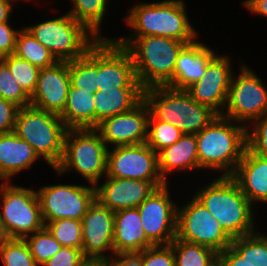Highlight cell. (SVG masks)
<instances>
[{"instance_id": "e575fe53", "label": "cell", "mask_w": 267, "mask_h": 266, "mask_svg": "<svg viewBox=\"0 0 267 266\" xmlns=\"http://www.w3.org/2000/svg\"><path fill=\"white\" fill-rule=\"evenodd\" d=\"M24 239L37 266L45 264L62 247L46 227L27 235Z\"/></svg>"}, {"instance_id": "9c48e42d", "label": "cell", "mask_w": 267, "mask_h": 266, "mask_svg": "<svg viewBox=\"0 0 267 266\" xmlns=\"http://www.w3.org/2000/svg\"><path fill=\"white\" fill-rule=\"evenodd\" d=\"M11 184L0 182V216L12 238H25L45 227L39 198L36 190Z\"/></svg>"}, {"instance_id": "484cf974", "label": "cell", "mask_w": 267, "mask_h": 266, "mask_svg": "<svg viewBox=\"0 0 267 266\" xmlns=\"http://www.w3.org/2000/svg\"><path fill=\"white\" fill-rule=\"evenodd\" d=\"M142 87L101 88L94 93L95 128L104 119L127 112L143 99Z\"/></svg>"}, {"instance_id": "30bf717a", "label": "cell", "mask_w": 267, "mask_h": 266, "mask_svg": "<svg viewBox=\"0 0 267 266\" xmlns=\"http://www.w3.org/2000/svg\"><path fill=\"white\" fill-rule=\"evenodd\" d=\"M240 68L238 76L233 74L222 116L247 127L267 112V87L247 65Z\"/></svg>"}, {"instance_id": "681fc988", "label": "cell", "mask_w": 267, "mask_h": 266, "mask_svg": "<svg viewBox=\"0 0 267 266\" xmlns=\"http://www.w3.org/2000/svg\"><path fill=\"white\" fill-rule=\"evenodd\" d=\"M80 266H102V259H87Z\"/></svg>"}, {"instance_id": "7a4b0ae2", "label": "cell", "mask_w": 267, "mask_h": 266, "mask_svg": "<svg viewBox=\"0 0 267 266\" xmlns=\"http://www.w3.org/2000/svg\"><path fill=\"white\" fill-rule=\"evenodd\" d=\"M199 169L231 176L247 147V127L222 115L196 134Z\"/></svg>"}, {"instance_id": "d6a6232c", "label": "cell", "mask_w": 267, "mask_h": 266, "mask_svg": "<svg viewBox=\"0 0 267 266\" xmlns=\"http://www.w3.org/2000/svg\"><path fill=\"white\" fill-rule=\"evenodd\" d=\"M1 59L8 65L17 84L31 98L35 92L41 69L15 54H10Z\"/></svg>"}, {"instance_id": "277c9868", "label": "cell", "mask_w": 267, "mask_h": 266, "mask_svg": "<svg viewBox=\"0 0 267 266\" xmlns=\"http://www.w3.org/2000/svg\"><path fill=\"white\" fill-rule=\"evenodd\" d=\"M183 0L136 3L125 17L131 29L126 37L163 36L191 44L198 32L188 19Z\"/></svg>"}, {"instance_id": "603a6c76", "label": "cell", "mask_w": 267, "mask_h": 266, "mask_svg": "<svg viewBox=\"0 0 267 266\" xmlns=\"http://www.w3.org/2000/svg\"><path fill=\"white\" fill-rule=\"evenodd\" d=\"M209 47L198 40L187 44L178 55L169 87L186 90L197 82L205 74L208 62L216 55Z\"/></svg>"}, {"instance_id": "83f0119b", "label": "cell", "mask_w": 267, "mask_h": 266, "mask_svg": "<svg viewBox=\"0 0 267 266\" xmlns=\"http://www.w3.org/2000/svg\"><path fill=\"white\" fill-rule=\"evenodd\" d=\"M69 72L73 87L97 91L98 41L84 57L69 61Z\"/></svg>"}, {"instance_id": "e0dca14e", "label": "cell", "mask_w": 267, "mask_h": 266, "mask_svg": "<svg viewBox=\"0 0 267 266\" xmlns=\"http://www.w3.org/2000/svg\"><path fill=\"white\" fill-rule=\"evenodd\" d=\"M149 115V107L142 99L131 110L104 119L95 129L108 148L144 143L147 140Z\"/></svg>"}, {"instance_id": "74e56055", "label": "cell", "mask_w": 267, "mask_h": 266, "mask_svg": "<svg viewBox=\"0 0 267 266\" xmlns=\"http://www.w3.org/2000/svg\"><path fill=\"white\" fill-rule=\"evenodd\" d=\"M0 97L22 107L30 106V97L17 84L8 65L0 59Z\"/></svg>"}, {"instance_id": "c3c4849f", "label": "cell", "mask_w": 267, "mask_h": 266, "mask_svg": "<svg viewBox=\"0 0 267 266\" xmlns=\"http://www.w3.org/2000/svg\"><path fill=\"white\" fill-rule=\"evenodd\" d=\"M11 238L12 237L8 233L4 221L2 220V218L0 216V247L4 243H6L8 240H10Z\"/></svg>"}, {"instance_id": "4dcf8cb0", "label": "cell", "mask_w": 267, "mask_h": 266, "mask_svg": "<svg viewBox=\"0 0 267 266\" xmlns=\"http://www.w3.org/2000/svg\"><path fill=\"white\" fill-rule=\"evenodd\" d=\"M173 247L175 266H216L217 252L211 248L175 238Z\"/></svg>"}, {"instance_id": "60d3db41", "label": "cell", "mask_w": 267, "mask_h": 266, "mask_svg": "<svg viewBox=\"0 0 267 266\" xmlns=\"http://www.w3.org/2000/svg\"><path fill=\"white\" fill-rule=\"evenodd\" d=\"M87 258L82 249L62 246L60 250L42 266H80Z\"/></svg>"}, {"instance_id": "d4e9b609", "label": "cell", "mask_w": 267, "mask_h": 266, "mask_svg": "<svg viewBox=\"0 0 267 266\" xmlns=\"http://www.w3.org/2000/svg\"><path fill=\"white\" fill-rule=\"evenodd\" d=\"M157 154L159 172L166 183L171 172L199 169L196 134H183L177 142Z\"/></svg>"}, {"instance_id": "cb8c5ba5", "label": "cell", "mask_w": 267, "mask_h": 266, "mask_svg": "<svg viewBox=\"0 0 267 266\" xmlns=\"http://www.w3.org/2000/svg\"><path fill=\"white\" fill-rule=\"evenodd\" d=\"M40 159L33 147L14 132L0 133V180H8Z\"/></svg>"}, {"instance_id": "44dd1931", "label": "cell", "mask_w": 267, "mask_h": 266, "mask_svg": "<svg viewBox=\"0 0 267 266\" xmlns=\"http://www.w3.org/2000/svg\"><path fill=\"white\" fill-rule=\"evenodd\" d=\"M154 246L146 237L138 208L115 212L113 249L114 256L131 257Z\"/></svg>"}, {"instance_id": "7c38bea8", "label": "cell", "mask_w": 267, "mask_h": 266, "mask_svg": "<svg viewBox=\"0 0 267 266\" xmlns=\"http://www.w3.org/2000/svg\"><path fill=\"white\" fill-rule=\"evenodd\" d=\"M44 224L58 219L80 220L95 201V186L45 185L36 191Z\"/></svg>"}, {"instance_id": "ba28073f", "label": "cell", "mask_w": 267, "mask_h": 266, "mask_svg": "<svg viewBox=\"0 0 267 266\" xmlns=\"http://www.w3.org/2000/svg\"><path fill=\"white\" fill-rule=\"evenodd\" d=\"M57 61L82 58L99 40L69 13L25 27Z\"/></svg>"}, {"instance_id": "4fadbf2b", "label": "cell", "mask_w": 267, "mask_h": 266, "mask_svg": "<svg viewBox=\"0 0 267 266\" xmlns=\"http://www.w3.org/2000/svg\"><path fill=\"white\" fill-rule=\"evenodd\" d=\"M108 148L107 177L165 182L158 167V154L146 143Z\"/></svg>"}, {"instance_id": "1f68e13d", "label": "cell", "mask_w": 267, "mask_h": 266, "mask_svg": "<svg viewBox=\"0 0 267 266\" xmlns=\"http://www.w3.org/2000/svg\"><path fill=\"white\" fill-rule=\"evenodd\" d=\"M250 266H267V235L256 231L232 239L230 245Z\"/></svg>"}, {"instance_id": "ee69618b", "label": "cell", "mask_w": 267, "mask_h": 266, "mask_svg": "<svg viewBox=\"0 0 267 266\" xmlns=\"http://www.w3.org/2000/svg\"><path fill=\"white\" fill-rule=\"evenodd\" d=\"M216 266H250L242 257L230 246L217 254Z\"/></svg>"}, {"instance_id": "f546056e", "label": "cell", "mask_w": 267, "mask_h": 266, "mask_svg": "<svg viewBox=\"0 0 267 266\" xmlns=\"http://www.w3.org/2000/svg\"><path fill=\"white\" fill-rule=\"evenodd\" d=\"M72 9L68 12L77 22L84 25L98 39H110L100 32L108 2L107 0H71Z\"/></svg>"}, {"instance_id": "ab89813d", "label": "cell", "mask_w": 267, "mask_h": 266, "mask_svg": "<svg viewBox=\"0 0 267 266\" xmlns=\"http://www.w3.org/2000/svg\"><path fill=\"white\" fill-rule=\"evenodd\" d=\"M247 147L267 158V112L247 126Z\"/></svg>"}, {"instance_id": "ac0fdd59", "label": "cell", "mask_w": 267, "mask_h": 266, "mask_svg": "<svg viewBox=\"0 0 267 266\" xmlns=\"http://www.w3.org/2000/svg\"><path fill=\"white\" fill-rule=\"evenodd\" d=\"M115 212L101 205L96 199L81 219L82 252L87 259H108L113 249ZM107 251V252H106Z\"/></svg>"}, {"instance_id": "8fae6325", "label": "cell", "mask_w": 267, "mask_h": 266, "mask_svg": "<svg viewBox=\"0 0 267 266\" xmlns=\"http://www.w3.org/2000/svg\"><path fill=\"white\" fill-rule=\"evenodd\" d=\"M187 202L177 208L176 238L211 248L217 253L230 247L232 239L207 208L195 196Z\"/></svg>"}, {"instance_id": "5bb4252c", "label": "cell", "mask_w": 267, "mask_h": 266, "mask_svg": "<svg viewBox=\"0 0 267 266\" xmlns=\"http://www.w3.org/2000/svg\"><path fill=\"white\" fill-rule=\"evenodd\" d=\"M167 185L157 188L137 207L145 235L153 245H169L176 238L178 205L170 198Z\"/></svg>"}, {"instance_id": "f6af8a7d", "label": "cell", "mask_w": 267, "mask_h": 266, "mask_svg": "<svg viewBox=\"0 0 267 266\" xmlns=\"http://www.w3.org/2000/svg\"><path fill=\"white\" fill-rule=\"evenodd\" d=\"M242 4L248 11L267 18V0H244Z\"/></svg>"}, {"instance_id": "8992f818", "label": "cell", "mask_w": 267, "mask_h": 266, "mask_svg": "<svg viewBox=\"0 0 267 266\" xmlns=\"http://www.w3.org/2000/svg\"><path fill=\"white\" fill-rule=\"evenodd\" d=\"M108 147L95 128L67 129L64 136L63 156L54 168L62 176L76 171L89 184H99L107 173Z\"/></svg>"}, {"instance_id": "d6986e66", "label": "cell", "mask_w": 267, "mask_h": 266, "mask_svg": "<svg viewBox=\"0 0 267 266\" xmlns=\"http://www.w3.org/2000/svg\"><path fill=\"white\" fill-rule=\"evenodd\" d=\"M104 178L102 185L100 183L95 185V199L114 212L137 208L157 188L168 184L107 176Z\"/></svg>"}, {"instance_id": "7dc6e473", "label": "cell", "mask_w": 267, "mask_h": 266, "mask_svg": "<svg viewBox=\"0 0 267 266\" xmlns=\"http://www.w3.org/2000/svg\"><path fill=\"white\" fill-rule=\"evenodd\" d=\"M17 1L19 0H0V23L9 22L14 8L13 2Z\"/></svg>"}, {"instance_id": "7402d4cb", "label": "cell", "mask_w": 267, "mask_h": 266, "mask_svg": "<svg viewBox=\"0 0 267 266\" xmlns=\"http://www.w3.org/2000/svg\"><path fill=\"white\" fill-rule=\"evenodd\" d=\"M231 177L253 206L258 202L267 203L266 157H261L246 147Z\"/></svg>"}, {"instance_id": "b9f144b4", "label": "cell", "mask_w": 267, "mask_h": 266, "mask_svg": "<svg viewBox=\"0 0 267 266\" xmlns=\"http://www.w3.org/2000/svg\"><path fill=\"white\" fill-rule=\"evenodd\" d=\"M20 107L0 97V133L14 131L15 121Z\"/></svg>"}, {"instance_id": "8d00e7d4", "label": "cell", "mask_w": 267, "mask_h": 266, "mask_svg": "<svg viewBox=\"0 0 267 266\" xmlns=\"http://www.w3.org/2000/svg\"><path fill=\"white\" fill-rule=\"evenodd\" d=\"M4 266H37L24 238H11L0 247Z\"/></svg>"}, {"instance_id": "f1b7e54d", "label": "cell", "mask_w": 267, "mask_h": 266, "mask_svg": "<svg viewBox=\"0 0 267 266\" xmlns=\"http://www.w3.org/2000/svg\"><path fill=\"white\" fill-rule=\"evenodd\" d=\"M14 54L40 69L54 65L57 60L25 27L19 29Z\"/></svg>"}, {"instance_id": "836d02e7", "label": "cell", "mask_w": 267, "mask_h": 266, "mask_svg": "<svg viewBox=\"0 0 267 266\" xmlns=\"http://www.w3.org/2000/svg\"><path fill=\"white\" fill-rule=\"evenodd\" d=\"M184 133L176 126L157 120L151 113L148 118L146 143L158 153L177 142Z\"/></svg>"}, {"instance_id": "d590c367", "label": "cell", "mask_w": 267, "mask_h": 266, "mask_svg": "<svg viewBox=\"0 0 267 266\" xmlns=\"http://www.w3.org/2000/svg\"><path fill=\"white\" fill-rule=\"evenodd\" d=\"M54 238L65 247L82 249V223L74 219H58L45 225Z\"/></svg>"}, {"instance_id": "9a60e30c", "label": "cell", "mask_w": 267, "mask_h": 266, "mask_svg": "<svg viewBox=\"0 0 267 266\" xmlns=\"http://www.w3.org/2000/svg\"><path fill=\"white\" fill-rule=\"evenodd\" d=\"M113 86L142 87L130 53L114 39H99L97 91Z\"/></svg>"}, {"instance_id": "bcb514c9", "label": "cell", "mask_w": 267, "mask_h": 266, "mask_svg": "<svg viewBox=\"0 0 267 266\" xmlns=\"http://www.w3.org/2000/svg\"><path fill=\"white\" fill-rule=\"evenodd\" d=\"M102 266H137L132 257L112 256L108 259H102Z\"/></svg>"}, {"instance_id": "6da1fadb", "label": "cell", "mask_w": 267, "mask_h": 266, "mask_svg": "<svg viewBox=\"0 0 267 266\" xmlns=\"http://www.w3.org/2000/svg\"><path fill=\"white\" fill-rule=\"evenodd\" d=\"M114 40L131 55L143 89L169 86L181 50L187 43L163 36L121 37Z\"/></svg>"}, {"instance_id": "ffe728a7", "label": "cell", "mask_w": 267, "mask_h": 266, "mask_svg": "<svg viewBox=\"0 0 267 266\" xmlns=\"http://www.w3.org/2000/svg\"><path fill=\"white\" fill-rule=\"evenodd\" d=\"M69 87V62L57 61L40 70L30 105L60 115L66 106Z\"/></svg>"}, {"instance_id": "f35d334b", "label": "cell", "mask_w": 267, "mask_h": 266, "mask_svg": "<svg viewBox=\"0 0 267 266\" xmlns=\"http://www.w3.org/2000/svg\"><path fill=\"white\" fill-rule=\"evenodd\" d=\"M137 266H175L173 247L154 245L131 256Z\"/></svg>"}, {"instance_id": "5b68a950", "label": "cell", "mask_w": 267, "mask_h": 266, "mask_svg": "<svg viewBox=\"0 0 267 266\" xmlns=\"http://www.w3.org/2000/svg\"><path fill=\"white\" fill-rule=\"evenodd\" d=\"M143 99L157 120L176 126L184 134H197L218 115L209 106L196 102L186 90L169 86L144 89Z\"/></svg>"}, {"instance_id": "4316f807", "label": "cell", "mask_w": 267, "mask_h": 266, "mask_svg": "<svg viewBox=\"0 0 267 266\" xmlns=\"http://www.w3.org/2000/svg\"><path fill=\"white\" fill-rule=\"evenodd\" d=\"M94 93L70 84L66 106L59 115L67 129L95 128Z\"/></svg>"}, {"instance_id": "52a82bcc", "label": "cell", "mask_w": 267, "mask_h": 266, "mask_svg": "<svg viewBox=\"0 0 267 266\" xmlns=\"http://www.w3.org/2000/svg\"><path fill=\"white\" fill-rule=\"evenodd\" d=\"M66 131L59 115L30 105L19 109L13 132L28 142L38 156L54 169L63 156Z\"/></svg>"}, {"instance_id": "2e32d148", "label": "cell", "mask_w": 267, "mask_h": 266, "mask_svg": "<svg viewBox=\"0 0 267 266\" xmlns=\"http://www.w3.org/2000/svg\"><path fill=\"white\" fill-rule=\"evenodd\" d=\"M227 55H215L207 64L205 74L186 89L198 103L207 105L222 115L234 72ZM221 108V109H220Z\"/></svg>"}, {"instance_id": "3957f363", "label": "cell", "mask_w": 267, "mask_h": 266, "mask_svg": "<svg viewBox=\"0 0 267 266\" xmlns=\"http://www.w3.org/2000/svg\"><path fill=\"white\" fill-rule=\"evenodd\" d=\"M196 193L194 196L218 220L231 239L257 231L252 204L231 176L219 175Z\"/></svg>"}, {"instance_id": "7bdbcfd3", "label": "cell", "mask_w": 267, "mask_h": 266, "mask_svg": "<svg viewBox=\"0 0 267 266\" xmlns=\"http://www.w3.org/2000/svg\"><path fill=\"white\" fill-rule=\"evenodd\" d=\"M10 22L0 23V59L14 54L19 29L10 26Z\"/></svg>"}]
</instances>
